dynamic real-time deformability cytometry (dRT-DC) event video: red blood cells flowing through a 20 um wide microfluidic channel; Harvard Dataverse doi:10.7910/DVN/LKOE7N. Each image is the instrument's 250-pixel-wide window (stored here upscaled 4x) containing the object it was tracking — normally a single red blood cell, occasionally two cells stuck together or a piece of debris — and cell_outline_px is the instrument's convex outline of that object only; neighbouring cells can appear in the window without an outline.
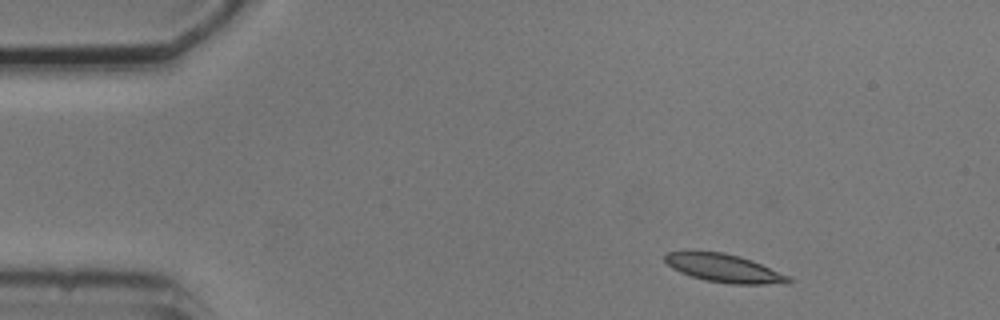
{"species": "common noctule bat (a hibernating species)", "species_latin": "Nyctalus noctula", "temperature_condition": "cold", "stored_images_in_passage": 3, "camera_frame_rate_fps": 3000, "um_per_image_px": 0.085, "animal": {"sex": "male", "body_mass_g": 20.5, "forearm_length_mm": 52.5}, "frame": {"image": 1, "passage_image": 1, "time_ms": 0.0, "image_size_px": [1000, 320], "cell_outline_px": [[792, 280], [788, 284], [732, 284], [704, 280], [680, 272], [672, 268], [664, 260], [664, 256], [668, 252], [724, 252], [740, 256], [752, 260], [788, 276]], "centroid_in_image_um": [61.56, 22.81], "position_along_channel_um": 23.4, "area_um2": 20.06}}